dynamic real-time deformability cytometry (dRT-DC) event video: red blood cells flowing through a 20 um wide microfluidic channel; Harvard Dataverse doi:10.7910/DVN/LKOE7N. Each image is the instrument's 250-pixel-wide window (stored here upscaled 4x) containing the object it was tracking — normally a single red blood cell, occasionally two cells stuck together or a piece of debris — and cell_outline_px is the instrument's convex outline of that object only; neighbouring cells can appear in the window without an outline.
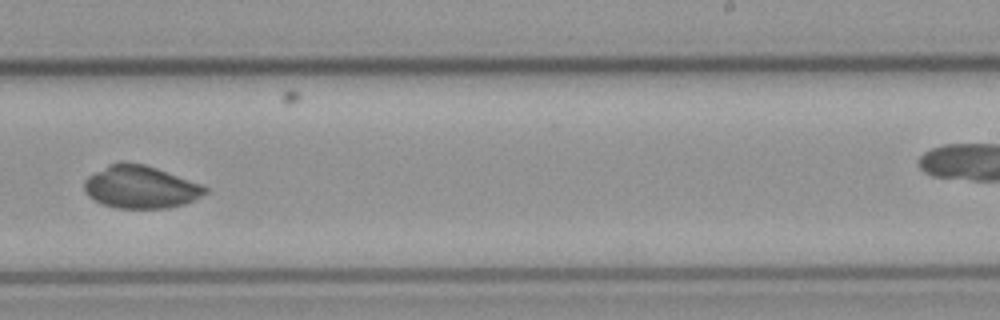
{"species": "common noctule bat (a hibernating species)", "species_latin": "Nyctalus noctula", "temperature_condition": "cold", "stored_images_in_passage": 10, "camera_frame_rate_fps": 3000, "um_per_image_px": 0.085, "animal": {"sex": "male", "body_mass_g": 23.1, "forearm_length_mm": 52.7}, "frame": {"image": 1, "passage_image": 9, "time_ms": 9.667, "image_size_px": [1000, 320], "cell_outline_px": [[208, 192], [184, 204], [168, 208], [116, 208], [100, 204], [88, 196], [84, 192], [84, 180], [88, 176], [108, 164], [124, 160], [144, 164], [204, 184], [208, 188]], "centroid_in_image_um": [11.93, 15.88], "position_along_channel_um": 277.1, "area_um2": 30.4}}